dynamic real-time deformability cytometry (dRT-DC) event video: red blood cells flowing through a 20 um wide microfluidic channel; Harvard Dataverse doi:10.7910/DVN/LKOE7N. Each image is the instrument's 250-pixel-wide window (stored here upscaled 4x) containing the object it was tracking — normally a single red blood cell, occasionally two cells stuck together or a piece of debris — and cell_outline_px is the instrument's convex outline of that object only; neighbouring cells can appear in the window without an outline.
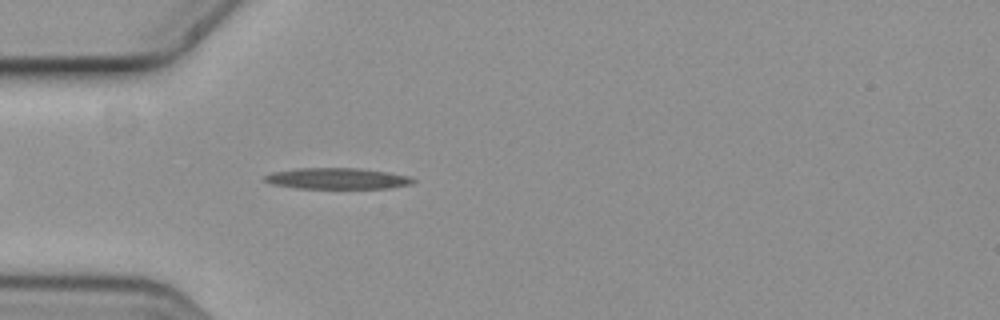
{"species": "common noctule bat (a hibernating species)", "species_latin": "Nyctalus noctula", "temperature_condition": "cold", "stored_images_in_passage": 3, "camera_frame_rate_fps": 3000, "um_per_image_px": 0.085, "animal": {"sex": "female", "body_mass_g": 19.3, "forearm_length_mm": 54.1}, "frame": {"image": 1, "passage_image": 3, "time_ms": 0.667, "image_size_px": [1000, 320], "cell_outline_px": [[416, 180], [412, 184], [388, 188], [296, 188], [272, 184], [264, 180], [264, 176], [272, 172], [296, 168], [360, 168], [388, 172], [412, 176]], "centroid_in_image_um": [28.7, 15.17], "position_along_channel_um": 56.3, "area_um2": 18.32}}